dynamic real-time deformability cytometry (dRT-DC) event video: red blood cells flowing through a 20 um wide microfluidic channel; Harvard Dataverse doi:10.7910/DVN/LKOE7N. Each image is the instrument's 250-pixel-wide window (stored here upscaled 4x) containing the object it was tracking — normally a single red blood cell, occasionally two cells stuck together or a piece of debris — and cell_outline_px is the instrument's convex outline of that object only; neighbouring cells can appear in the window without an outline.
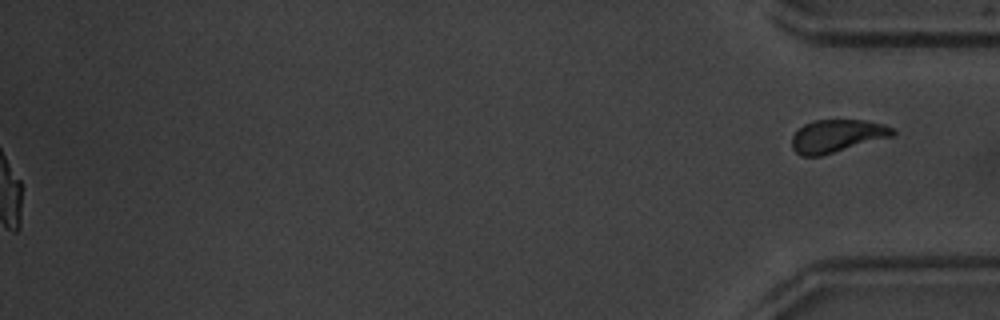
{"species": "common noctule bat (a hibernating species)", "species_latin": "Nyctalus noctula", "temperature_condition": "warm", "stored_images_in_passage": 55, "segment_of_instrument_passage": [2, 2], "camera_frame_rate_fps": 3000, "um_per_image_px": 0.085, "animal": {"sex": "male", "body_mass_g": 20.1, "forearm_length_mm": 53.5}, "frame": {"image": 1, "passage_image": 55, "time_ms": 18.0, "image_size_px": [1000, 320], "cell_outline_px": [[896, 132], [892, 136], [820, 156], [800, 156], [792, 148], [792, 136], [804, 124], [816, 120], [864, 120], [884, 124], [896, 128]], "centroid_in_image_um": [71.15, 11.55], "position_along_channel_um": 364.0, "area_um2": 19.13}}